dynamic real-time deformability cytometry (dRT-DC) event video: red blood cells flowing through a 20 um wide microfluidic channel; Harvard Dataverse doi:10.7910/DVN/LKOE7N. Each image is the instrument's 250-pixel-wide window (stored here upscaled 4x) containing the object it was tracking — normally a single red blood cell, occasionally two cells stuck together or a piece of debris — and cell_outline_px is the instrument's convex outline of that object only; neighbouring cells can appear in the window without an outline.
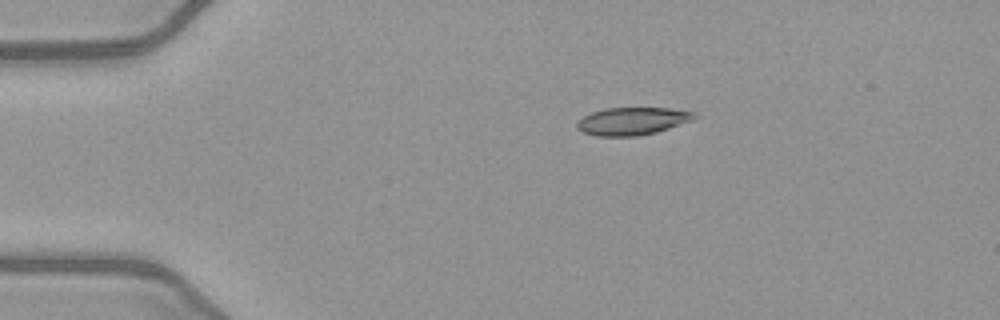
{"species": "common noctule bat (a hibernating species)", "species_latin": "Nyctalus noctula", "temperature_condition": "warm", "stored_images_in_passage": 42, "camera_frame_rate_fps": 3000, "um_per_image_px": 0.085, "animal": {"sex": "female", "body_mass_g": 21.9}, "frame": {"image": 1, "passage_image": 1, "time_ms": 0.0, "image_size_px": [1000, 320], "cell_outline_px": [[696, 116], [692, 120], [656, 132], [636, 136], [596, 136], [584, 132], [576, 128], [576, 120], [592, 112], [604, 108], [668, 108], [696, 112]], "centroid_in_image_um": [53.71, 10.29], "position_along_channel_um": 31.3, "area_um2": 18.84}}
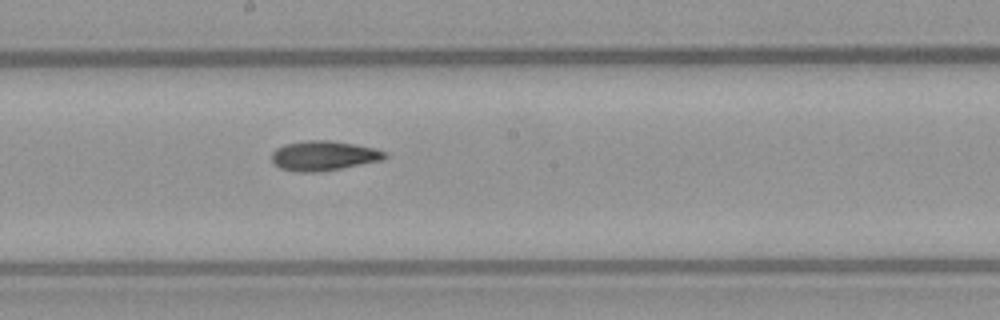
{"frame": {"image": 2, "passage_image": 19, "time_ms": 6.0, "image_size_px": [1000, 320], "cell_outline_px": [[388, 156], [380, 160], [320, 172], [296, 172], [280, 168], [272, 160], [272, 152], [276, 148], [284, 144], [304, 140], [328, 140], [376, 148], [388, 152]], "centroid_in_image_um": [27.49, 13.23], "position_along_channel_um": 220.7, "area_um2": 19.54}}
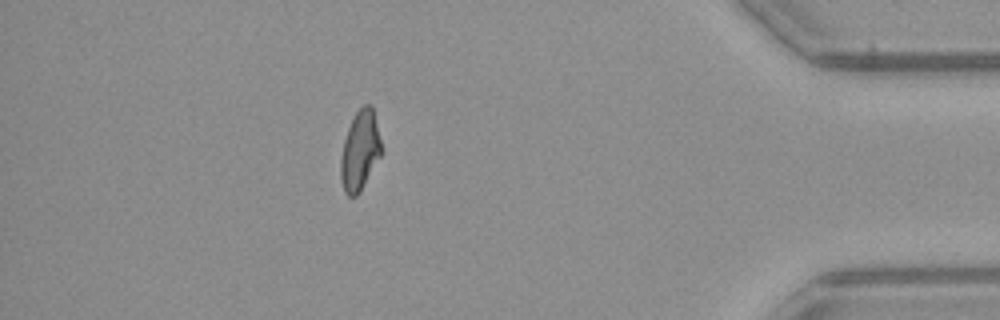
{"frame": {"image": 3, "passage_image": 36, "time_ms": 11.667, "image_size_px": [1000, 320], "cell_outline_px": [[384, 152], [360, 192], [356, 196], [348, 196], [344, 192], [340, 180], [340, 160], [344, 140], [348, 128], [356, 112], [364, 104], [372, 104]], "centroid_in_image_um": [30.62, 12.83], "position_along_channel_um": 404.6, "area_um2": 19.25}, "authors_computed_cell_mechanics": {"area_um2": 19.2185, "velocity_mm_per_s": 4.0634, "shape_relaxation_time_tau1_ms": null, "shape_relaxation_time_tau2_ms": 3.4849, "deformation_change_tau1": null, "deformation_change_tau2": 0.1145}}